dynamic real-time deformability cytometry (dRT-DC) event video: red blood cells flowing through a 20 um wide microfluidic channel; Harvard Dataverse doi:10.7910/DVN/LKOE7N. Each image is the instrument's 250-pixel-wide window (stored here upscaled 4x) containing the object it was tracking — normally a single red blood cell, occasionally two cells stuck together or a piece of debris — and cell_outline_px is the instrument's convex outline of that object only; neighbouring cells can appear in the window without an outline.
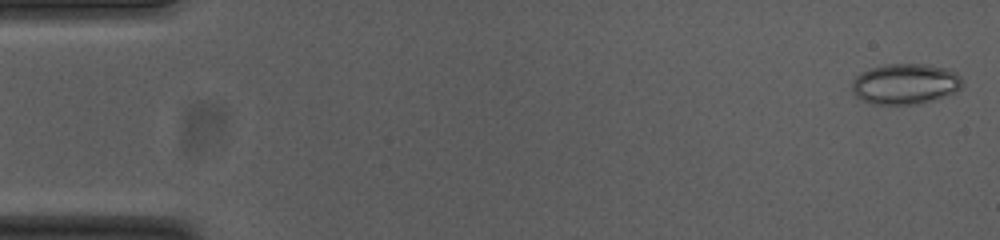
{"species": "common noctule bat (a hibernating species)", "species_latin": "Nyctalus noctula", "temperature_condition": "cold", "stored_images_in_passage": 53, "camera_frame_rate_fps": 3000, "um_per_image_px": 0.085, "animal": {"sex": "female", "body_mass_g": 23.0, "forearm_length_mm": 53.4}, "frame": {"image": 1, "passage_image": 1, "time_ms": 0.0, "image_size_px": [1000, 240], "cell_outline_px": [[964, 84], [960, 88], [944, 96], [920, 104], [868, 104], [860, 100], [852, 92], [852, 80], [860, 72], [868, 68], [884, 64], [928, 64], [944, 68], [956, 72], [960, 76]], "centroid_in_image_um": [76.89, 7.13], "position_along_channel_um": 8.1, "area_um2": 26.41}}
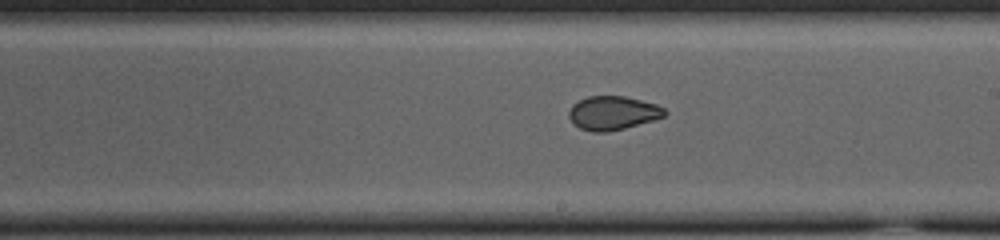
{"frame": {"image": 2, "passage_image": 30, "time_ms": 9.667, "image_size_px": [1000, 240], "cell_outline_px": [[668, 112], [664, 116], [652, 120], [624, 128], [608, 132], [592, 132], [580, 128], [568, 116], [568, 112], [572, 104], [588, 96], [624, 96], [656, 104], [664, 108]], "centroid_in_image_um": [52.08, 9.6], "position_along_channel_um": 236.9, "area_um2": 18.67}}
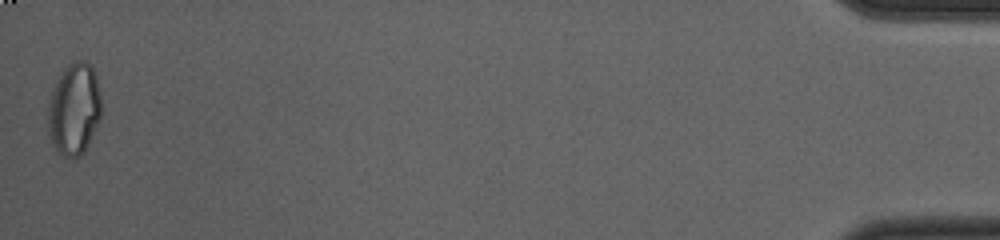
{"frame": {"image": 3, "passage_image": 53, "time_ms": 17.333, "image_size_px": [1000, 240], "cell_outline_px": [[100, 120], [84, 152], [80, 156], [64, 156], [52, 144], [48, 136], [48, 104], [52, 92], [64, 68], [68, 64], [76, 60], [84, 60], [92, 68], [96, 76], [100, 96]], "centroid_in_image_um": [6.3, 9.28], "position_along_channel_um": 428.9, "area_um2": 28.26}, "authors_computed_cell_mechanics": {"area_um2": 21.5016, "velocity_mm_per_s": 3.7696, "shape_relaxation_time_tau1_ms": null, "shape_relaxation_time_tau2_ms": 1.1393, "deformation_change_tau1": null, "deformation_change_tau2": 0.0521}}